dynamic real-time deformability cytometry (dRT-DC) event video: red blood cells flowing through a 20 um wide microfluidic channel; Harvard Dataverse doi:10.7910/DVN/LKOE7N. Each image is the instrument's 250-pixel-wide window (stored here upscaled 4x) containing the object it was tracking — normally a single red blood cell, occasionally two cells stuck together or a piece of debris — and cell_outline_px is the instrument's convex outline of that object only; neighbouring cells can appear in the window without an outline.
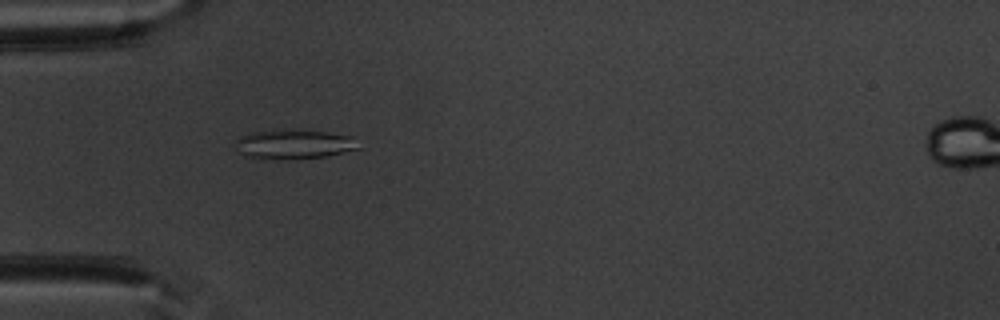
{"species": "common noctule bat (a hibernating species)", "species_latin": "Nyctalus noctula", "temperature_condition": "warm", "stored_images_in_passage": 51, "camera_frame_rate_fps": 3000, "um_per_image_px": 0.085, "animal": {"sex": "male", "body_mass_g": 20.1, "forearm_length_mm": 53.5}, "frame": {"image": 1, "passage_image": 16, "time_ms": 5.0, "image_size_px": [1000, 320], "cell_outline_px": [[360, 148], [328, 156], [296, 160], [276, 160], [244, 156], [232, 144], [240, 136], [252, 132], [280, 128], [300, 128], [328, 132], [352, 136]], "centroid_in_image_um": [24.94, 12.25], "position_along_channel_um": 60.1, "area_um2": 22.08}}
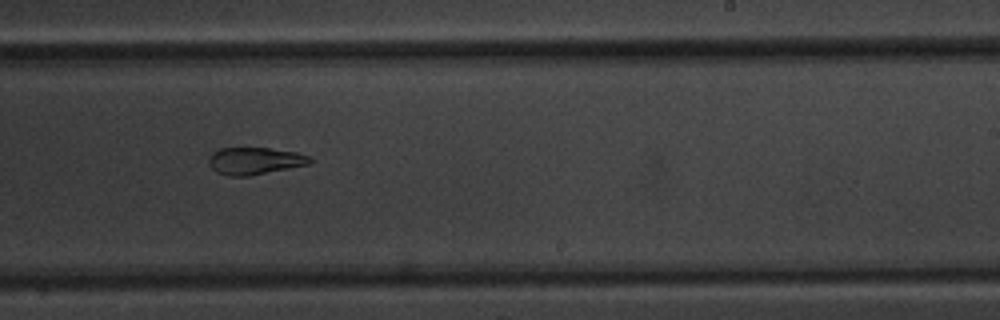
{"frame": {"image": 2, "passage_image": 32, "time_ms": 10.333, "image_size_px": [1000, 320], "cell_outline_px": [[312, 164], [248, 176], [228, 176], [216, 172], [208, 164], [208, 156], [212, 152], [220, 148], [268, 148], [296, 152], [308, 156], [312, 160]], "centroid_in_image_um": [21.63, 13.68], "position_along_channel_um": 267.4, "area_um2": 16.13}}
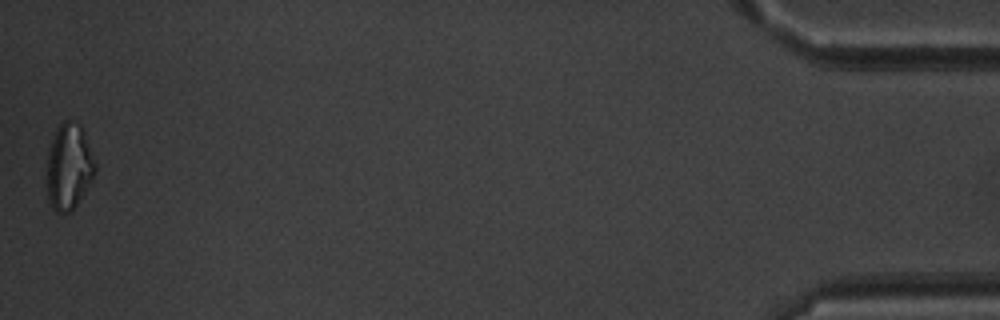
{"frame": {"image": 3, "passage_image": 51, "time_ms": 16.667, "image_size_px": [1000, 320], "cell_outline_px": [[96, 172], [92, 180], [72, 212], [56, 212], [52, 208], [48, 200], [48, 152], [56, 128], [64, 120], [68, 120], [80, 124], [84, 132], [96, 164]], "centroid_in_image_um": [5.87, 14.18], "position_along_channel_um": 429.3, "area_um2": 24.04}, "authors_computed_cell_mechanics": {"area_um2": 20.808, "velocity_mm_per_s": 3.9637, "shape_relaxation_time_tau1_ms": null, "shape_relaxation_time_tau2_ms": 3.2066, "deformation_change_tau1": null, "deformation_change_tau2": 0.1022}}